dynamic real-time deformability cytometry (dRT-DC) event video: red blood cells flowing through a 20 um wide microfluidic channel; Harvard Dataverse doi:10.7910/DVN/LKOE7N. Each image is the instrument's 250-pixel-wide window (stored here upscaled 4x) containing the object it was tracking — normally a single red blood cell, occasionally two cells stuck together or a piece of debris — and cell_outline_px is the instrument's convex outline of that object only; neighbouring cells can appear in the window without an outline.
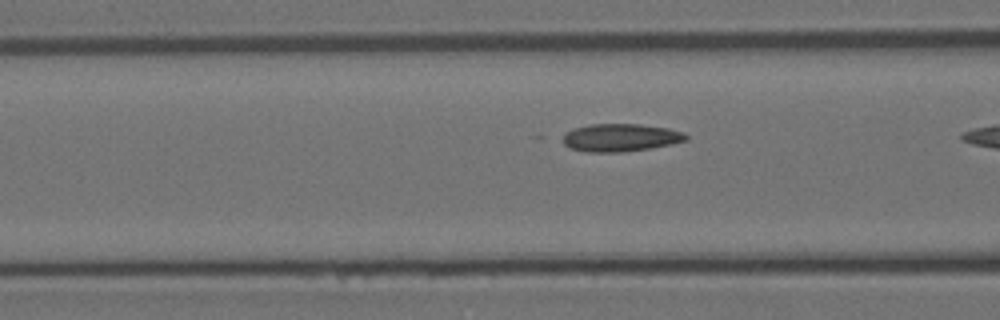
{"species": "Egyptian fruit bat (a non-hibernating species)", "species_latin": "Rousettus aegyptiacus", "temperature_condition": "room temperature", "stored_images_in_passage": 10, "camera_frame_rate_fps": 3000, "um_per_image_px": 0.085, "animal": {"sex": "female"}, "frame": {"image": 1, "passage_image": 9, "time_ms": 2.667, "image_size_px": [1000, 320], "cell_outline_px": [[688, 140], [672, 144], [624, 152], [588, 152], [572, 148], [564, 144], [564, 136], [572, 128], [592, 124], [640, 124], [668, 128], [684, 132], [688, 136]], "centroid_in_image_um": [52.79, 11.69], "position_along_channel_um": 113.8, "area_um2": 19.83}}